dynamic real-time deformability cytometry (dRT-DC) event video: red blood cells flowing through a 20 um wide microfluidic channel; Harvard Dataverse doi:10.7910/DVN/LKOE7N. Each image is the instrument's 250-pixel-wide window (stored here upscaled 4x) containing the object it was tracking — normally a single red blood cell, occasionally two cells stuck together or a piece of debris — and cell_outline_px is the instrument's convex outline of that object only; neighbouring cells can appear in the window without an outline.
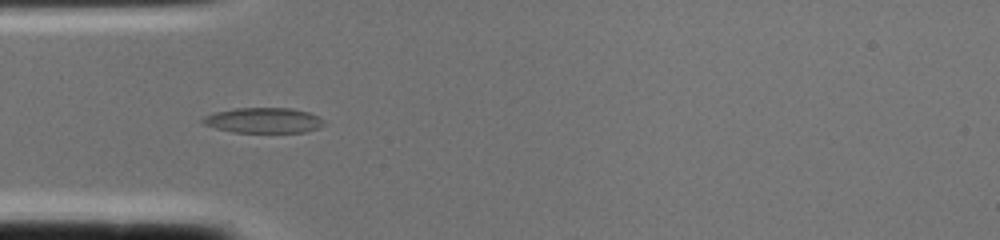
{"species": "common noctule bat (a hibernating species)", "species_latin": "Nyctalus noctula", "temperature_condition": "cold", "stored_images_in_passage": 2, "camera_frame_rate_fps": 3000, "um_per_image_px": 0.085, "animal": {"sex": "female", "body_mass_g": 22.0, "forearm_length_mm": 56.7}, "frame": {"image": 1, "passage_image": 2, "time_ms": 0.333, "image_size_px": [1000, 240], "cell_outline_px": [[324, 124], [320, 128], [304, 132], [232, 132], [216, 128], [204, 124], [200, 120], [204, 116], [216, 112], [236, 108], [292, 108], [308, 112], [320, 116], [324, 120]], "centroid_in_image_um": [22.43, 10.23], "position_along_channel_um": 62.6, "area_um2": 17.92}}